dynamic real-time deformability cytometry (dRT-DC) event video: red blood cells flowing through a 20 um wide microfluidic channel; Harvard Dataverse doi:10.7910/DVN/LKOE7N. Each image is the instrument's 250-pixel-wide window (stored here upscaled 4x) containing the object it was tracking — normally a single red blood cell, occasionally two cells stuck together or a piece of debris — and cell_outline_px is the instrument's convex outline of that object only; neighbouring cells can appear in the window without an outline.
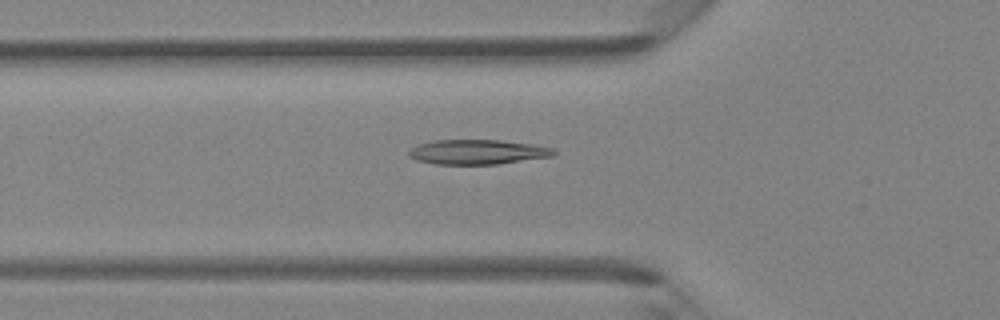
{"species": "Egyptian fruit bat (a non-hibernating species)", "species_latin": "Rousettus aegyptiacus", "temperature_condition": "room temperature", "stored_images_in_passage": 38, "camera_frame_rate_fps": 3000, "um_per_image_px": 0.085, "animal": {"sex": "female"}, "frame": {"image": 1, "passage_image": 8, "time_ms": 2.333, "image_size_px": [1000, 320], "cell_outline_px": [[556, 152], [552, 156], [496, 164], [436, 164], [416, 160], [408, 156], [408, 152], [412, 148], [420, 144], [432, 140], [500, 140], [532, 144], [552, 148]], "centroid_in_image_um": [40.56, 12.91], "position_along_channel_um": 85.2, "area_um2": 20.69}}
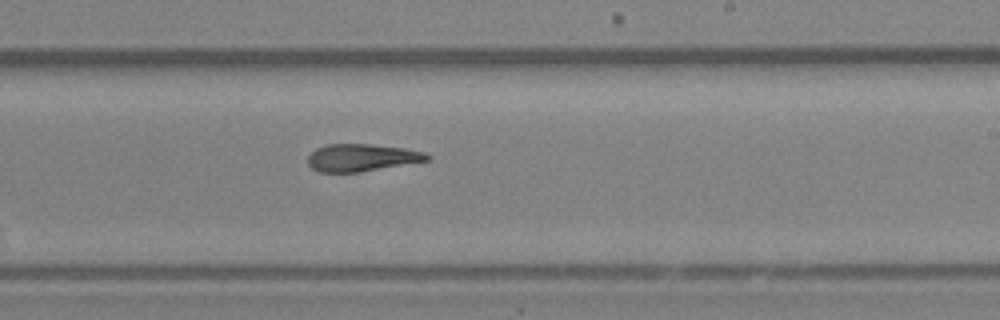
{"frame": {"image": 2, "passage_image": 20, "time_ms": 6.333, "image_size_px": [1000, 320], "cell_outline_px": [[432, 160], [360, 172], [320, 172], [312, 168], [308, 164], [308, 156], [316, 148], [328, 144], [368, 144], [404, 148], [424, 152], [432, 156]], "centroid_in_image_um": [30.78, 13.4], "position_along_channel_um": 258.2, "area_um2": 19.07}}
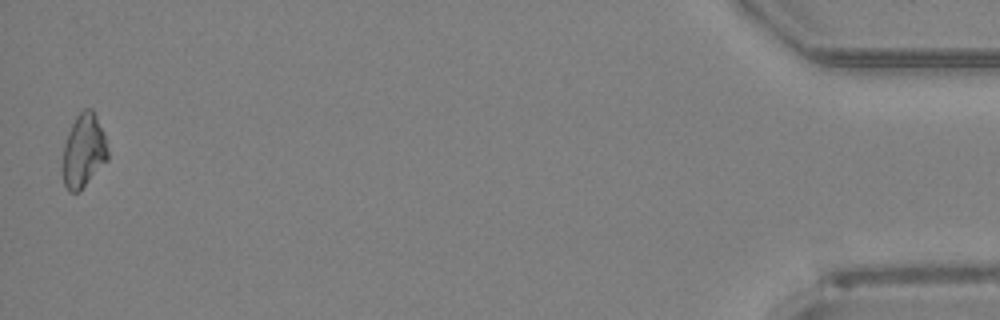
{"frame": {"image": 3, "passage_image": 38, "time_ms": 12.333, "image_size_px": [1000, 320], "cell_outline_px": [[108, 160], [80, 192], [68, 192], [64, 184], [64, 144], [68, 132], [76, 116], [84, 108], [92, 108], [96, 116], [104, 136], [108, 152]], "centroid_in_image_um": [7.12, 12.84], "position_along_channel_um": 428.1, "area_um2": 19.13}, "authors_computed_cell_mechanics": {"area_um2": 20.0566, "velocity_mm_per_s": 4.3335, "shape_relaxation_time_tau1_ms": 11.1828, "shape_relaxation_time_tau2_ms": 3.6112, "deformation_change_tau1": 0.2569, "deformation_change_tau2": 0.1147}}